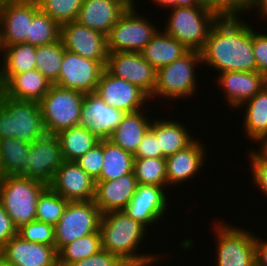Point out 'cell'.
Masks as SVG:
<instances>
[{
  "label": "cell",
  "mask_w": 267,
  "mask_h": 266,
  "mask_svg": "<svg viewBox=\"0 0 267 266\" xmlns=\"http://www.w3.org/2000/svg\"><path fill=\"white\" fill-rule=\"evenodd\" d=\"M85 93L66 89L55 84L39 101L47 134L57 135L61 131L78 126Z\"/></svg>",
  "instance_id": "52a82bcc"
},
{
  "label": "cell",
  "mask_w": 267,
  "mask_h": 266,
  "mask_svg": "<svg viewBox=\"0 0 267 266\" xmlns=\"http://www.w3.org/2000/svg\"><path fill=\"white\" fill-rule=\"evenodd\" d=\"M37 0H0L2 46L26 43L30 22L39 10Z\"/></svg>",
  "instance_id": "4fadbf2b"
},
{
  "label": "cell",
  "mask_w": 267,
  "mask_h": 266,
  "mask_svg": "<svg viewBox=\"0 0 267 266\" xmlns=\"http://www.w3.org/2000/svg\"><path fill=\"white\" fill-rule=\"evenodd\" d=\"M61 26L49 15L39 9L30 22L29 37L26 43L42 46L60 39Z\"/></svg>",
  "instance_id": "8d00e7d4"
},
{
  "label": "cell",
  "mask_w": 267,
  "mask_h": 266,
  "mask_svg": "<svg viewBox=\"0 0 267 266\" xmlns=\"http://www.w3.org/2000/svg\"><path fill=\"white\" fill-rule=\"evenodd\" d=\"M164 31L186 48L201 52L209 32L219 18L205 6H172Z\"/></svg>",
  "instance_id": "5b68a950"
},
{
  "label": "cell",
  "mask_w": 267,
  "mask_h": 266,
  "mask_svg": "<svg viewBox=\"0 0 267 266\" xmlns=\"http://www.w3.org/2000/svg\"><path fill=\"white\" fill-rule=\"evenodd\" d=\"M0 257L13 266H58L55 246L28 242L19 235L12 237L0 249Z\"/></svg>",
  "instance_id": "ffe728a7"
},
{
  "label": "cell",
  "mask_w": 267,
  "mask_h": 266,
  "mask_svg": "<svg viewBox=\"0 0 267 266\" xmlns=\"http://www.w3.org/2000/svg\"><path fill=\"white\" fill-rule=\"evenodd\" d=\"M106 104L124 113H133L144 109L150 97L139 87L103 70L95 92Z\"/></svg>",
  "instance_id": "5bb4252c"
},
{
  "label": "cell",
  "mask_w": 267,
  "mask_h": 266,
  "mask_svg": "<svg viewBox=\"0 0 267 266\" xmlns=\"http://www.w3.org/2000/svg\"><path fill=\"white\" fill-rule=\"evenodd\" d=\"M17 235L28 242L55 246L54 225L49 223L37 220L31 221L17 229Z\"/></svg>",
  "instance_id": "ab89813d"
},
{
  "label": "cell",
  "mask_w": 267,
  "mask_h": 266,
  "mask_svg": "<svg viewBox=\"0 0 267 266\" xmlns=\"http://www.w3.org/2000/svg\"><path fill=\"white\" fill-rule=\"evenodd\" d=\"M185 124L172 119L156 118L152 120L150 130L156 135L161 157H168L181 151L191 145L196 138L189 134L188 127Z\"/></svg>",
  "instance_id": "484cf974"
},
{
  "label": "cell",
  "mask_w": 267,
  "mask_h": 266,
  "mask_svg": "<svg viewBox=\"0 0 267 266\" xmlns=\"http://www.w3.org/2000/svg\"><path fill=\"white\" fill-rule=\"evenodd\" d=\"M47 187V184L39 180L5 176L0 187V203L17 229L36 220L38 197Z\"/></svg>",
  "instance_id": "8992f818"
},
{
  "label": "cell",
  "mask_w": 267,
  "mask_h": 266,
  "mask_svg": "<svg viewBox=\"0 0 267 266\" xmlns=\"http://www.w3.org/2000/svg\"><path fill=\"white\" fill-rule=\"evenodd\" d=\"M242 17H219L201 51L203 65L221 72L257 71L253 26Z\"/></svg>",
  "instance_id": "6da1fadb"
},
{
  "label": "cell",
  "mask_w": 267,
  "mask_h": 266,
  "mask_svg": "<svg viewBox=\"0 0 267 266\" xmlns=\"http://www.w3.org/2000/svg\"><path fill=\"white\" fill-rule=\"evenodd\" d=\"M247 154L252 168L250 170L253 184L267 197V152L259 146L257 151L253 148Z\"/></svg>",
  "instance_id": "b9f144b4"
},
{
  "label": "cell",
  "mask_w": 267,
  "mask_h": 266,
  "mask_svg": "<svg viewBox=\"0 0 267 266\" xmlns=\"http://www.w3.org/2000/svg\"><path fill=\"white\" fill-rule=\"evenodd\" d=\"M95 181L99 178L103 164V140L75 161Z\"/></svg>",
  "instance_id": "7bdbcfd3"
},
{
  "label": "cell",
  "mask_w": 267,
  "mask_h": 266,
  "mask_svg": "<svg viewBox=\"0 0 267 266\" xmlns=\"http://www.w3.org/2000/svg\"><path fill=\"white\" fill-rule=\"evenodd\" d=\"M37 46L18 43L3 47L0 59V86L12 75L36 69Z\"/></svg>",
  "instance_id": "f546056e"
},
{
  "label": "cell",
  "mask_w": 267,
  "mask_h": 266,
  "mask_svg": "<svg viewBox=\"0 0 267 266\" xmlns=\"http://www.w3.org/2000/svg\"><path fill=\"white\" fill-rule=\"evenodd\" d=\"M134 155L110 140H103V164L96 181H110L133 172Z\"/></svg>",
  "instance_id": "4dcf8cb0"
},
{
  "label": "cell",
  "mask_w": 267,
  "mask_h": 266,
  "mask_svg": "<svg viewBox=\"0 0 267 266\" xmlns=\"http://www.w3.org/2000/svg\"><path fill=\"white\" fill-rule=\"evenodd\" d=\"M146 114L148 113L145 109L125 113L121 123L114 129L108 140L134 155L152 123Z\"/></svg>",
  "instance_id": "4316f807"
},
{
  "label": "cell",
  "mask_w": 267,
  "mask_h": 266,
  "mask_svg": "<svg viewBox=\"0 0 267 266\" xmlns=\"http://www.w3.org/2000/svg\"><path fill=\"white\" fill-rule=\"evenodd\" d=\"M102 250L101 233L96 231L63 246L58 253V266L71 264L90 257Z\"/></svg>",
  "instance_id": "836d02e7"
},
{
  "label": "cell",
  "mask_w": 267,
  "mask_h": 266,
  "mask_svg": "<svg viewBox=\"0 0 267 266\" xmlns=\"http://www.w3.org/2000/svg\"><path fill=\"white\" fill-rule=\"evenodd\" d=\"M161 157L156 135L149 129L144 135L139 147L134 154V158H158Z\"/></svg>",
  "instance_id": "bcb514c9"
},
{
  "label": "cell",
  "mask_w": 267,
  "mask_h": 266,
  "mask_svg": "<svg viewBox=\"0 0 267 266\" xmlns=\"http://www.w3.org/2000/svg\"><path fill=\"white\" fill-rule=\"evenodd\" d=\"M84 0H37L39 8L60 26L77 20Z\"/></svg>",
  "instance_id": "f35d334b"
},
{
  "label": "cell",
  "mask_w": 267,
  "mask_h": 266,
  "mask_svg": "<svg viewBox=\"0 0 267 266\" xmlns=\"http://www.w3.org/2000/svg\"><path fill=\"white\" fill-rule=\"evenodd\" d=\"M124 263L117 255L106 250H100L98 253L77 261L70 266H121Z\"/></svg>",
  "instance_id": "f6af8a7d"
},
{
  "label": "cell",
  "mask_w": 267,
  "mask_h": 266,
  "mask_svg": "<svg viewBox=\"0 0 267 266\" xmlns=\"http://www.w3.org/2000/svg\"><path fill=\"white\" fill-rule=\"evenodd\" d=\"M17 235V228L0 203V249L14 236Z\"/></svg>",
  "instance_id": "7dc6e473"
},
{
  "label": "cell",
  "mask_w": 267,
  "mask_h": 266,
  "mask_svg": "<svg viewBox=\"0 0 267 266\" xmlns=\"http://www.w3.org/2000/svg\"><path fill=\"white\" fill-rule=\"evenodd\" d=\"M28 178L49 185L64 162L57 135L46 134L30 144L28 150Z\"/></svg>",
  "instance_id": "9a60e30c"
},
{
  "label": "cell",
  "mask_w": 267,
  "mask_h": 266,
  "mask_svg": "<svg viewBox=\"0 0 267 266\" xmlns=\"http://www.w3.org/2000/svg\"><path fill=\"white\" fill-rule=\"evenodd\" d=\"M260 147L267 152V138L261 143Z\"/></svg>",
  "instance_id": "11a10c76"
},
{
  "label": "cell",
  "mask_w": 267,
  "mask_h": 266,
  "mask_svg": "<svg viewBox=\"0 0 267 266\" xmlns=\"http://www.w3.org/2000/svg\"><path fill=\"white\" fill-rule=\"evenodd\" d=\"M188 51L189 49L177 39L168 35L164 30H158L141 54L157 70L177 60Z\"/></svg>",
  "instance_id": "f1b7e54d"
},
{
  "label": "cell",
  "mask_w": 267,
  "mask_h": 266,
  "mask_svg": "<svg viewBox=\"0 0 267 266\" xmlns=\"http://www.w3.org/2000/svg\"><path fill=\"white\" fill-rule=\"evenodd\" d=\"M0 266H13L12 264H9L5 262L1 257H0Z\"/></svg>",
  "instance_id": "9f6ffc18"
},
{
  "label": "cell",
  "mask_w": 267,
  "mask_h": 266,
  "mask_svg": "<svg viewBox=\"0 0 267 266\" xmlns=\"http://www.w3.org/2000/svg\"><path fill=\"white\" fill-rule=\"evenodd\" d=\"M46 134L39 102L14 99L0 91V139L14 137L31 144Z\"/></svg>",
  "instance_id": "3957f363"
},
{
  "label": "cell",
  "mask_w": 267,
  "mask_h": 266,
  "mask_svg": "<svg viewBox=\"0 0 267 266\" xmlns=\"http://www.w3.org/2000/svg\"><path fill=\"white\" fill-rule=\"evenodd\" d=\"M152 3H155L156 6H161L163 9L165 7L170 8L172 6L178 7V0H152Z\"/></svg>",
  "instance_id": "f5cc1de1"
},
{
  "label": "cell",
  "mask_w": 267,
  "mask_h": 266,
  "mask_svg": "<svg viewBox=\"0 0 267 266\" xmlns=\"http://www.w3.org/2000/svg\"><path fill=\"white\" fill-rule=\"evenodd\" d=\"M52 83L38 70L33 69L10 76L0 91L7 97L39 102L49 91Z\"/></svg>",
  "instance_id": "d4e9b609"
},
{
  "label": "cell",
  "mask_w": 267,
  "mask_h": 266,
  "mask_svg": "<svg viewBox=\"0 0 267 266\" xmlns=\"http://www.w3.org/2000/svg\"><path fill=\"white\" fill-rule=\"evenodd\" d=\"M129 6H135L136 0H124Z\"/></svg>",
  "instance_id": "6f0895ef"
},
{
  "label": "cell",
  "mask_w": 267,
  "mask_h": 266,
  "mask_svg": "<svg viewBox=\"0 0 267 266\" xmlns=\"http://www.w3.org/2000/svg\"><path fill=\"white\" fill-rule=\"evenodd\" d=\"M256 266H267V240L255 235Z\"/></svg>",
  "instance_id": "c3c4849f"
},
{
  "label": "cell",
  "mask_w": 267,
  "mask_h": 266,
  "mask_svg": "<svg viewBox=\"0 0 267 266\" xmlns=\"http://www.w3.org/2000/svg\"><path fill=\"white\" fill-rule=\"evenodd\" d=\"M133 173L138 184L169 188L166 177V158H134Z\"/></svg>",
  "instance_id": "d590c367"
},
{
  "label": "cell",
  "mask_w": 267,
  "mask_h": 266,
  "mask_svg": "<svg viewBox=\"0 0 267 266\" xmlns=\"http://www.w3.org/2000/svg\"><path fill=\"white\" fill-rule=\"evenodd\" d=\"M125 113L106 104L96 93H85L79 125L99 140L109 139Z\"/></svg>",
  "instance_id": "ac0fdd59"
},
{
  "label": "cell",
  "mask_w": 267,
  "mask_h": 266,
  "mask_svg": "<svg viewBox=\"0 0 267 266\" xmlns=\"http://www.w3.org/2000/svg\"><path fill=\"white\" fill-rule=\"evenodd\" d=\"M138 186L134 173L110 181H96L94 203L101 214L123 211Z\"/></svg>",
  "instance_id": "cb8c5ba5"
},
{
  "label": "cell",
  "mask_w": 267,
  "mask_h": 266,
  "mask_svg": "<svg viewBox=\"0 0 267 266\" xmlns=\"http://www.w3.org/2000/svg\"><path fill=\"white\" fill-rule=\"evenodd\" d=\"M105 66V61L84 58L65 49L59 77L54 84L83 93H94Z\"/></svg>",
  "instance_id": "8fae6325"
},
{
  "label": "cell",
  "mask_w": 267,
  "mask_h": 266,
  "mask_svg": "<svg viewBox=\"0 0 267 266\" xmlns=\"http://www.w3.org/2000/svg\"><path fill=\"white\" fill-rule=\"evenodd\" d=\"M130 6L107 36L108 52H141L159 28ZM156 27V28H155Z\"/></svg>",
  "instance_id": "9c48e42d"
},
{
  "label": "cell",
  "mask_w": 267,
  "mask_h": 266,
  "mask_svg": "<svg viewBox=\"0 0 267 266\" xmlns=\"http://www.w3.org/2000/svg\"><path fill=\"white\" fill-rule=\"evenodd\" d=\"M60 38L65 49L84 58L107 63V36L76 20L61 26Z\"/></svg>",
  "instance_id": "e0dca14e"
},
{
  "label": "cell",
  "mask_w": 267,
  "mask_h": 266,
  "mask_svg": "<svg viewBox=\"0 0 267 266\" xmlns=\"http://www.w3.org/2000/svg\"><path fill=\"white\" fill-rule=\"evenodd\" d=\"M129 7L124 0H84L76 21L108 36Z\"/></svg>",
  "instance_id": "7402d4cb"
},
{
  "label": "cell",
  "mask_w": 267,
  "mask_h": 266,
  "mask_svg": "<svg viewBox=\"0 0 267 266\" xmlns=\"http://www.w3.org/2000/svg\"><path fill=\"white\" fill-rule=\"evenodd\" d=\"M101 211L94 201H69L64 214L54 225L55 249L82 236L100 231Z\"/></svg>",
  "instance_id": "30bf717a"
},
{
  "label": "cell",
  "mask_w": 267,
  "mask_h": 266,
  "mask_svg": "<svg viewBox=\"0 0 267 266\" xmlns=\"http://www.w3.org/2000/svg\"><path fill=\"white\" fill-rule=\"evenodd\" d=\"M4 179H5V174L3 172V169H2V166H1V161H0V187H1Z\"/></svg>",
  "instance_id": "db71d44e"
},
{
  "label": "cell",
  "mask_w": 267,
  "mask_h": 266,
  "mask_svg": "<svg viewBox=\"0 0 267 266\" xmlns=\"http://www.w3.org/2000/svg\"><path fill=\"white\" fill-rule=\"evenodd\" d=\"M166 190L157 185L138 184L135 194L123 211L148 229L149 225L164 218L168 211L169 197Z\"/></svg>",
  "instance_id": "2e32d148"
},
{
  "label": "cell",
  "mask_w": 267,
  "mask_h": 266,
  "mask_svg": "<svg viewBox=\"0 0 267 266\" xmlns=\"http://www.w3.org/2000/svg\"><path fill=\"white\" fill-rule=\"evenodd\" d=\"M205 7L218 17H242L250 12L252 0H203ZM240 13V14H239ZM242 13V14H241Z\"/></svg>",
  "instance_id": "60d3db41"
},
{
  "label": "cell",
  "mask_w": 267,
  "mask_h": 266,
  "mask_svg": "<svg viewBox=\"0 0 267 266\" xmlns=\"http://www.w3.org/2000/svg\"><path fill=\"white\" fill-rule=\"evenodd\" d=\"M204 144L196 139L187 148L166 157V177L169 187L191 181L203 169L207 156Z\"/></svg>",
  "instance_id": "603a6c76"
},
{
  "label": "cell",
  "mask_w": 267,
  "mask_h": 266,
  "mask_svg": "<svg viewBox=\"0 0 267 266\" xmlns=\"http://www.w3.org/2000/svg\"><path fill=\"white\" fill-rule=\"evenodd\" d=\"M105 68L114 76L128 81L152 96L157 70L143 58L141 52H108Z\"/></svg>",
  "instance_id": "7c38bea8"
},
{
  "label": "cell",
  "mask_w": 267,
  "mask_h": 266,
  "mask_svg": "<svg viewBox=\"0 0 267 266\" xmlns=\"http://www.w3.org/2000/svg\"><path fill=\"white\" fill-rule=\"evenodd\" d=\"M48 186L69 201H92L96 181L75 161H64Z\"/></svg>",
  "instance_id": "d6986e66"
},
{
  "label": "cell",
  "mask_w": 267,
  "mask_h": 266,
  "mask_svg": "<svg viewBox=\"0 0 267 266\" xmlns=\"http://www.w3.org/2000/svg\"><path fill=\"white\" fill-rule=\"evenodd\" d=\"M205 6L203 0H178V7Z\"/></svg>",
  "instance_id": "816d5d0a"
},
{
  "label": "cell",
  "mask_w": 267,
  "mask_h": 266,
  "mask_svg": "<svg viewBox=\"0 0 267 266\" xmlns=\"http://www.w3.org/2000/svg\"><path fill=\"white\" fill-rule=\"evenodd\" d=\"M64 161H76L99 143L89 130L78 125L57 134Z\"/></svg>",
  "instance_id": "d6a6232c"
},
{
  "label": "cell",
  "mask_w": 267,
  "mask_h": 266,
  "mask_svg": "<svg viewBox=\"0 0 267 266\" xmlns=\"http://www.w3.org/2000/svg\"><path fill=\"white\" fill-rule=\"evenodd\" d=\"M253 51L257 71L267 77V33L256 32L253 27Z\"/></svg>",
  "instance_id": "ee69618b"
},
{
  "label": "cell",
  "mask_w": 267,
  "mask_h": 266,
  "mask_svg": "<svg viewBox=\"0 0 267 266\" xmlns=\"http://www.w3.org/2000/svg\"><path fill=\"white\" fill-rule=\"evenodd\" d=\"M252 9L257 10L263 20H267V0H252L250 5V11Z\"/></svg>",
  "instance_id": "681fc988"
},
{
  "label": "cell",
  "mask_w": 267,
  "mask_h": 266,
  "mask_svg": "<svg viewBox=\"0 0 267 266\" xmlns=\"http://www.w3.org/2000/svg\"><path fill=\"white\" fill-rule=\"evenodd\" d=\"M29 146L14 137L0 139V161L5 176L28 178Z\"/></svg>",
  "instance_id": "1f68e13d"
},
{
  "label": "cell",
  "mask_w": 267,
  "mask_h": 266,
  "mask_svg": "<svg viewBox=\"0 0 267 266\" xmlns=\"http://www.w3.org/2000/svg\"><path fill=\"white\" fill-rule=\"evenodd\" d=\"M160 261V257L158 259L154 260H143V261H137V262H124L121 266H151L157 264V262Z\"/></svg>",
  "instance_id": "f907efd6"
},
{
  "label": "cell",
  "mask_w": 267,
  "mask_h": 266,
  "mask_svg": "<svg viewBox=\"0 0 267 266\" xmlns=\"http://www.w3.org/2000/svg\"><path fill=\"white\" fill-rule=\"evenodd\" d=\"M102 249L117 255L124 262L154 260L160 256L138 253L147 228L124 211L102 214L100 221Z\"/></svg>",
  "instance_id": "7a4b0ae2"
},
{
  "label": "cell",
  "mask_w": 267,
  "mask_h": 266,
  "mask_svg": "<svg viewBox=\"0 0 267 266\" xmlns=\"http://www.w3.org/2000/svg\"><path fill=\"white\" fill-rule=\"evenodd\" d=\"M245 110L243 127L246 136L254 143H261L267 138V85L245 101L241 106Z\"/></svg>",
  "instance_id": "83f0119b"
},
{
  "label": "cell",
  "mask_w": 267,
  "mask_h": 266,
  "mask_svg": "<svg viewBox=\"0 0 267 266\" xmlns=\"http://www.w3.org/2000/svg\"><path fill=\"white\" fill-rule=\"evenodd\" d=\"M216 79L230 109L240 108L267 85V77L258 71L221 72Z\"/></svg>",
  "instance_id": "44dd1931"
},
{
  "label": "cell",
  "mask_w": 267,
  "mask_h": 266,
  "mask_svg": "<svg viewBox=\"0 0 267 266\" xmlns=\"http://www.w3.org/2000/svg\"><path fill=\"white\" fill-rule=\"evenodd\" d=\"M0 53H3V46H2V41H1V26H0Z\"/></svg>",
  "instance_id": "680465c9"
},
{
  "label": "cell",
  "mask_w": 267,
  "mask_h": 266,
  "mask_svg": "<svg viewBox=\"0 0 267 266\" xmlns=\"http://www.w3.org/2000/svg\"><path fill=\"white\" fill-rule=\"evenodd\" d=\"M199 64H203L201 52L189 50L172 63L158 68L155 90L150 100L163 97L175 101L197 94L196 68Z\"/></svg>",
  "instance_id": "277c9868"
},
{
  "label": "cell",
  "mask_w": 267,
  "mask_h": 266,
  "mask_svg": "<svg viewBox=\"0 0 267 266\" xmlns=\"http://www.w3.org/2000/svg\"><path fill=\"white\" fill-rule=\"evenodd\" d=\"M69 203V200L55 193L49 186L38 197L36 220L55 225Z\"/></svg>",
  "instance_id": "74e56055"
},
{
  "label": "cell",
  "mask_w": 267,
  "mask_h": 266,
  "mask_svg": "<svg viewBox=\"0 0 267 266\" xmlns=\"http://www.w3.org/2000/svg\"><path fill=\"white\" fill-rule=\"evenodd\" d=\"M65 46L61 38L55 42L37 46L36 70L40 71L52 84H54L60 73Z\"/></svg>",
  "instance_id": "e575fe53"
},
{
  "label": "cell",
  "mask_w": 267,
  "mask_h": 266,
  "mask_svg": "<svg viewBox=\"0 0 267 266\" xmlns=\"http://www.w3.org/2000/svg\"><path fill=\"white\" fill-rule=\"evenodd\" d=\"M218 222L214 224L216 266H256L255 234L243 227Z\"/></svg>",
  "instance_id": "ba28073f"
}]
</instances>
